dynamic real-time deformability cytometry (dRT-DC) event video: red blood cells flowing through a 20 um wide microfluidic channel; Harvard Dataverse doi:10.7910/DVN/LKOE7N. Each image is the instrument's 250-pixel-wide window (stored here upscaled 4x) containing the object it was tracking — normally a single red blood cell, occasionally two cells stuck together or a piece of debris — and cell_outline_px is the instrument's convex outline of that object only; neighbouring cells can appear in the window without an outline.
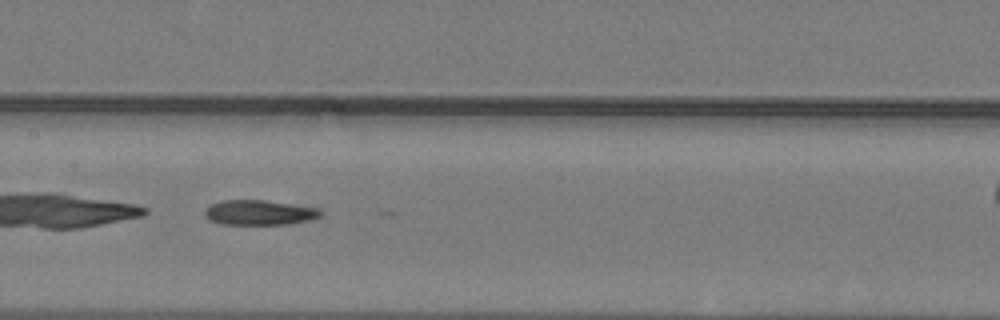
{"species": "common noctule bat (a hibernating species)", "species_latin": "Nyctalus noctula", "temperature_condition": "warm", "stored_images_in_passage": 40, "camera_frame_rate_fps": 3000, "um_per_image_px": 0.085, "animal": {"sex": "male", "body_mass_g": 19.2, "forearm_length_mm": 51.8}, "frame": {"image": 1, "passage_image": 23, "time_ms": 7.333, "image_size_px": [1000, 320], "cell_outline_px": [[320, 216], [308, 220], [284, 224], [220, 224], [212, 220], [204, 212], [204, 208], [220, 200], [264, 200], [316, 208], [320, 212]], "centroid_in_image_um": [21.98, 18.06], "position_along_channel_um": 185.4, "area_um2": 16.42}}
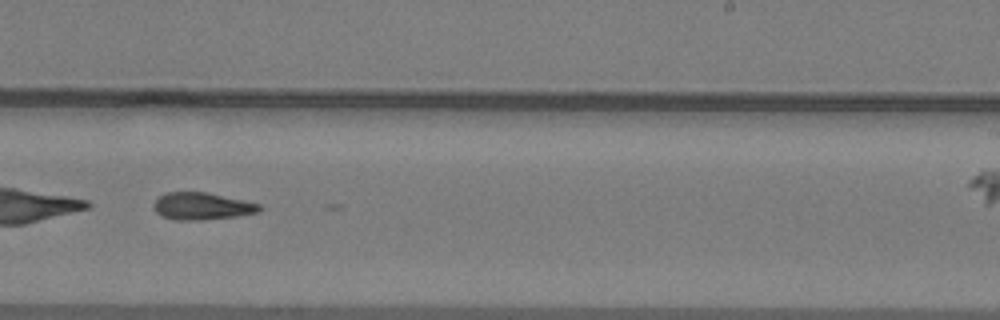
{"frame": {"image": 2, "passage_image": 29, "time_ms": 9.333, "image_size_px": [1000, 320], "cell_outline_px": [[264, 208], [260, 212], [236, 216], [200, 220], [176, 220], [164, 216], [156, 212], [152, 204], [164, 192], [208, 192], [244, 200], [260, 204]], "centroid_in_image_um": [17.2, 17.51], "position_along_channel_um": 271.8, "area_um2": 16.82}}